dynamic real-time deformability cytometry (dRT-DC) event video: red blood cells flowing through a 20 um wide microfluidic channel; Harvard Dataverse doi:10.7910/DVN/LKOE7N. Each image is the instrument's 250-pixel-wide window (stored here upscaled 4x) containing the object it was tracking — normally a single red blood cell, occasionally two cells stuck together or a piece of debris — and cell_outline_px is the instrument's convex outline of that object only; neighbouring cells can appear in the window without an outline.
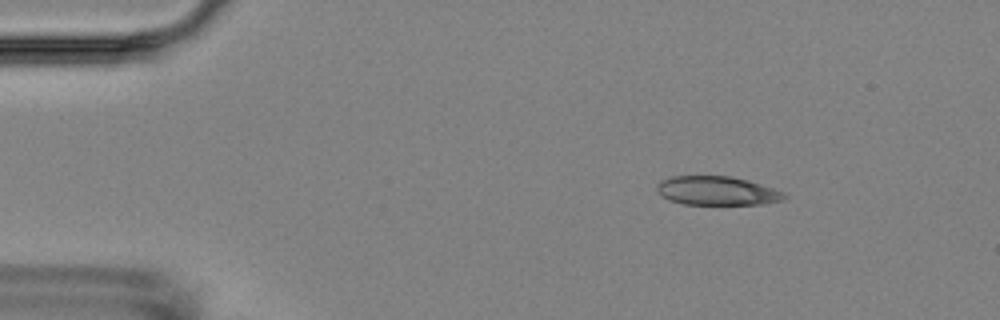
{"species": "Egyptian fruit bat (a non-hibernating species)", "species_latin": "Rousettus aegyptiacus", "temperature_condition": "room temperature", "stored_images_in_passage": 6, "camera_frame_rate_fps": 3000, "um_per_image_px": 0.085, "animal": {"sex": "female"}, "frame": {"image": 1, "passage_image": 3, "time_ms": 2.333, "image_size_px": [1000, 320], "cell_outline_px": [[788, 196], [780, 200], [764, 204], [684, 204], [668, 200], [660, 196], [656, 188], [656, 184], [660, 180], [672, 176], [728, 176], [748, 180], [784, 192]], "centroid_in_image_um": [60.89, 16.21], "position_along_channel_um": 24.1, "area_um2": 21.44}}